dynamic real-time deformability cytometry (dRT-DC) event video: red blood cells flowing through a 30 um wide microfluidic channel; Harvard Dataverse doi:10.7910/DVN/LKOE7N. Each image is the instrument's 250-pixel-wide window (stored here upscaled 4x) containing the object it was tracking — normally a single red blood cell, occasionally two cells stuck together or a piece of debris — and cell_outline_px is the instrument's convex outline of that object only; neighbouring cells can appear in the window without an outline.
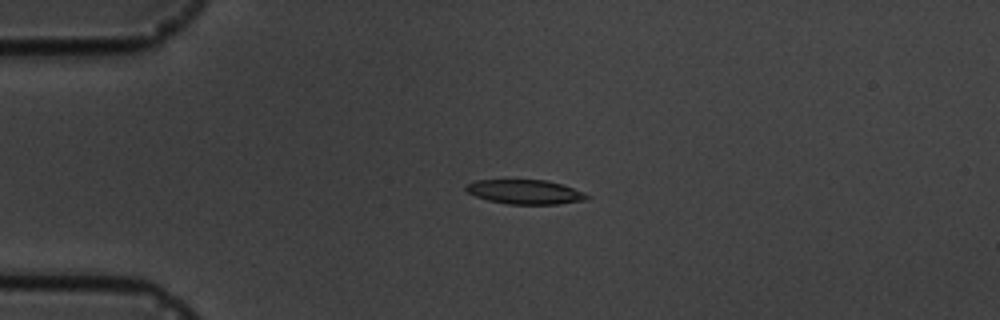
{"species": "common noctule bat (a hibernating species)", "species_latin": "Nyctalus noctula", "temperature_condition": "cold", "stored_images_in_passage": 6, "camera_frame_rate_fps": 3000, "um_per_image_px": 0.085, "animal": {"sex": "male", "body_mass_g": 19.5, "forearm_length_mm": 54.6}, "frame": {"image": 1, "passage_image": 4, "time_ms": 3.333, "image_size_px": [1000, 320], "cell_outline_px": [[592, 196], [584, 200], [556, 204], [508, 204], [488, 200], [476, 196], [468, 192], [464, 188], [468, 184], [476, 180], [548, 180], [572, 188]], "centroid_in_image_um": [44.62, 16.31], "position_along_channel_um": 40.4, "area_um2": 16.94}}
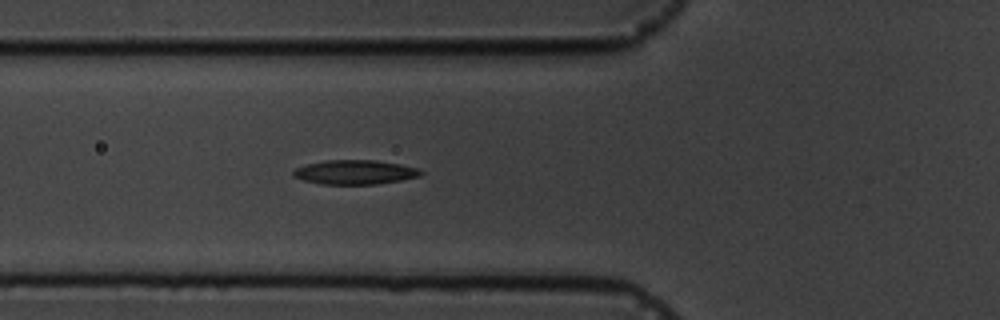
{"frame": {"image": 2, "passage_image": 6, "time_ms": 5.667, "image_size_px": [1000, 320], "cell_outline_px": [[424, 172], [420, 176], [400, 180], [376, 184], [320, 184], [304, 180], [292, 176], [292, 172], [296, 168], [304, 164], [324, 160], [376, 160], [400, 164], [420, 168]], "centroid_in_image_um": [30.16, 14.63], "position_along_channel_um": 95.6, "area_um2": 18.21}}